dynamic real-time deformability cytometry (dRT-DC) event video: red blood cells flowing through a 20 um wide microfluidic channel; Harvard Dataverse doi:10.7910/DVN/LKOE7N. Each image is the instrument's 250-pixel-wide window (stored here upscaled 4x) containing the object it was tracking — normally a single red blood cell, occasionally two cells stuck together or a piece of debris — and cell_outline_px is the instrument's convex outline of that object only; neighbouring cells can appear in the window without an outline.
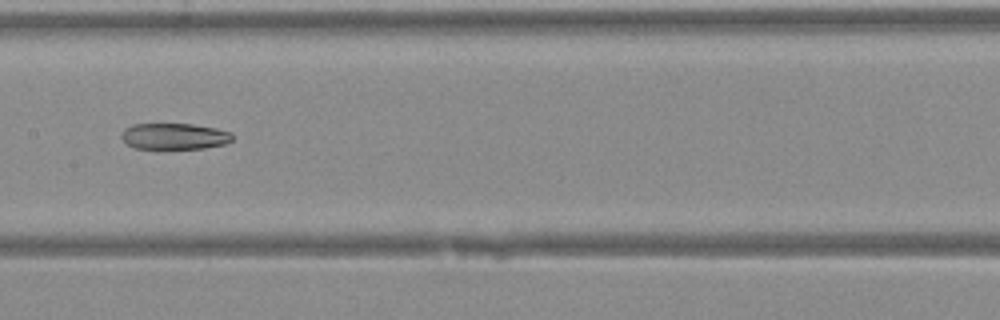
{"species": "Egyptian fruit bat (a non-hibernating species)", "species_latin": "Rousettus aegyptiacus", "temperature_condition": "warm", "stored_images_in_passage": 37, "camera_frame_rate_fps": 3000, "um_per_image_px": 0.085, "animal": {"sex": "female"}, "frame": {"image": 1, "passage_image": 20, "time_ms": 6.333, "image_size_px": [1000, 320], "cell_outline_px": [[232, 140], [224, 144], [204, 148], [136, 148], [128, 144], [120, 136], [124, 128], [132, 124], [192, 124], [216, 128], [232, 132]], "centroid_in_image_um": [14.82, 11.57], "position_along_channel_um": 192.6, "area_um2": 16.82}}
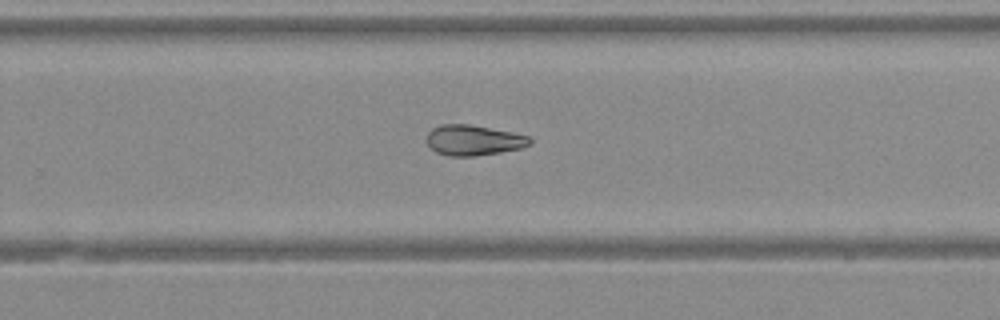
{"frame": {"image": 2, "passage_image": 26, "time_ms": 8.333, "image_size_px": [1000, 320], "cell_outline_px": [[532, 144], [520, 148], [500, 152], [476, 156], [448, 156], [436, 152], [428, 144], [428, 132], [432, 128], [440, 124], [468, 124], [512, 132], [528, 136], [532, 140]], "centroid_in_image_um": [40.25, 11.92], "position_along_channel_um": 289.5, "area_um2": 18.21}}
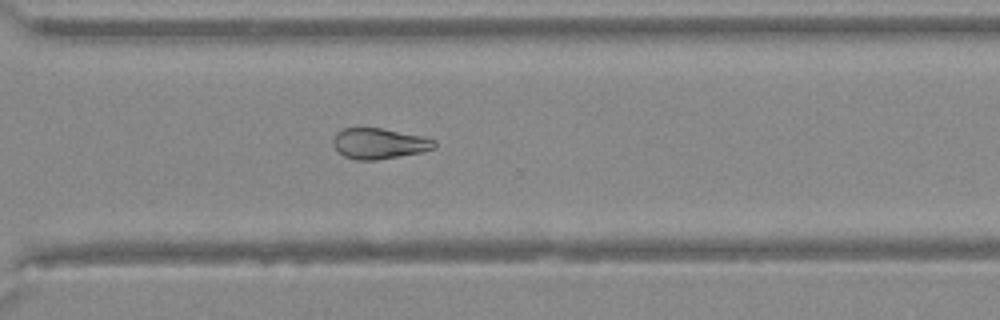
{"frame": {"image": 3, "passage_image": 29, "time_ms": 9.333, "image_size_px": [1000, 320], "cell_outline_px": [[436, 148], [420, 152], [400, 156], [376, 160], [356, 160], [344, 156], [336, 152], [332, 144], [332, 140], [336, 132], [344, 128], [384, 128], [420, 136], [436, 140]], "centroid_in_image_um": [32.18, 12.2], "position_along_channel_um": 338.4, "area_um2": 18.26}}